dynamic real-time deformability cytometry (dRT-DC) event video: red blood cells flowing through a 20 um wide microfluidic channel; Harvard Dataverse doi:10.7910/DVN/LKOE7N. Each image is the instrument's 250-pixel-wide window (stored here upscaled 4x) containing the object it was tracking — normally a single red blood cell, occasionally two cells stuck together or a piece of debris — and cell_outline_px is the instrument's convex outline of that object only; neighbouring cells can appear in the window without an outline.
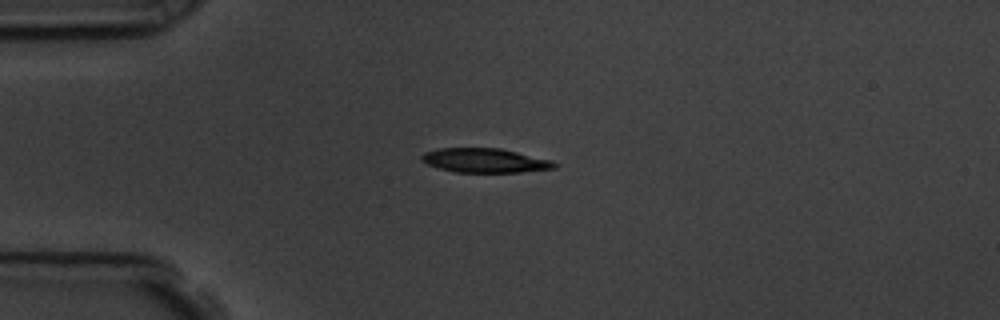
{"species": "common noctule bat (a hibernating species)", "species_latin": "Nyctalus noctula", "temperature_condition": "room temperature", "stored_images_in_passage": 43, "camera_frame_rate_fps": 3000, "um_per_image_px": 0.085, "animal": {"sex": "male", "body_mass_g": 19.5, "forearm_length_mm": 54.6}, "frame": {"image": 1, "passage_image": 1, "time_ms": 0.0, "image_size_px": [1000, 320], "cell_outline_px": [[560, 164], [556, 168], [520, 172], [456, 172], [440, 168], [428, 164], [420, 160], [420, 156], [424, 152], [440, 148], [500, 148], [552, 160]], "centroid_in_image_um": [41.24, 13.64], "position_along_channel_um": 43.8, "area_um2": 18.79}}
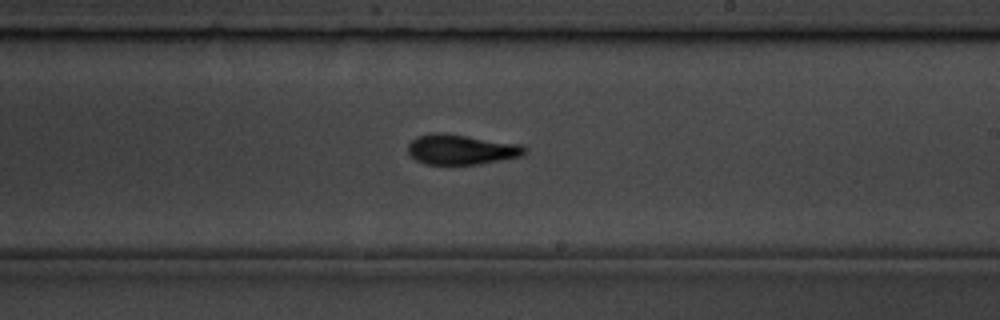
{"frame": {"image": 2, "passage_image": 20, "time_ms": 6.333, "image_size_px": [1000, 320], "cell_outline_px": [[528, 148], [520, 156], [480, 164], [424, 164], [416, 160], [408, 152], [408, 144], [416, 136], [432, 132], [444, 132], [520, 144]], "centroid_in_image_um": [39.17, 12.69], "position_along_channel_um": 249.8, "area_um2": 20.52}}
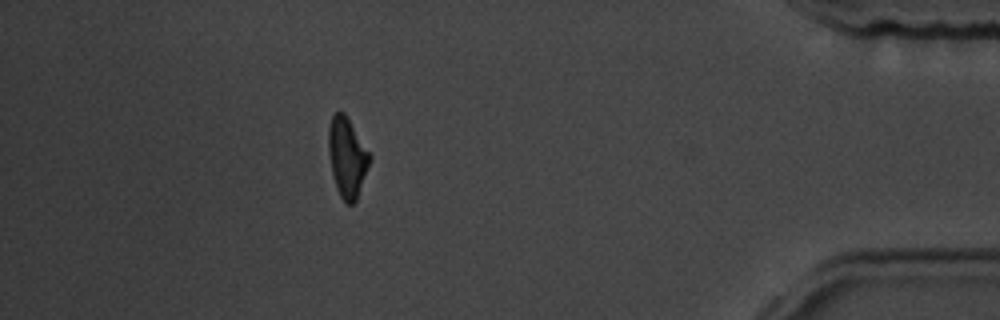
{"frame": {"image": 3, "passage_image": 37, "time_ms": 12.0, "image_size_px": [1000, 320], "cell_outline_px": [[372, 156], [356, 200], [352, 204], [348, 204], [340, 196], [336, 188], [332, 172], [328, 152], [328, 128], [332, 116], [336, 112], [344, 112]], "centroid_in_image_um": [29.49, 13.36], "position_along_channel_um": 405.7, "area_um2": 18.9}, "authors_computed_cell_mechanics": {"area_um2": 19.7098, "velocity_mm_per_s": 3.6026, "shape_relaxation_time_tau1_ms": 2.6793, "shape_relaxation_time_tau2_ms": 3.3603, "deformation_change_tau1": 0.137, "deformation_change_tau2": 0.1049}}